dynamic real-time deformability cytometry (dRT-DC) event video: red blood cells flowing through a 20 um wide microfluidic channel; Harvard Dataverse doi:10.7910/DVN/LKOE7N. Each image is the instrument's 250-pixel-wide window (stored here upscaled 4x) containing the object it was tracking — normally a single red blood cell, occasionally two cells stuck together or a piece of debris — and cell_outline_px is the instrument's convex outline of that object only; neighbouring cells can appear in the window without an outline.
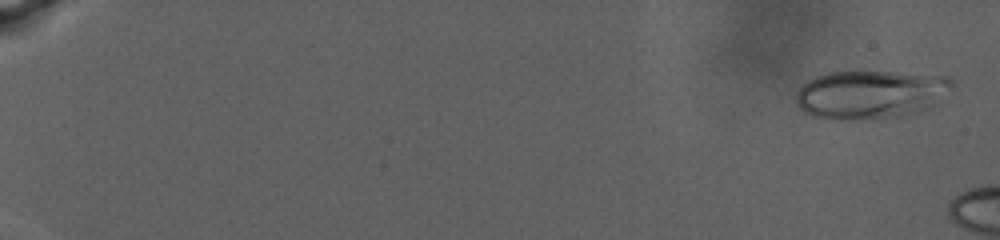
{"species": "human", "species_latin": "Homo sapiens", "temperature_condition": "warm", "stored_images_in_passage": 18, "camera_frame_rate_fps": 3000, "um_per_image_px": 0.085, "donor": {"sex": "male"}, "frame": {"image": 1, "passage_image": 3, "time_ms": 0.667, "image_size_px": [1000, 240], "cell_outline_px": [[956, 84], [936, 104], [920, 112], [900, 116], [852, 120], [836, 120], [812, 116], [804, 112], [796, 104], [796, 92], [808, 80], [816, 76], [828, 72], [896, 72], [948, 76]], "centroid_in_image_um": [74.01, 8.03], "position_along_channel_um": 11.0, "area_um2": 44.45}}